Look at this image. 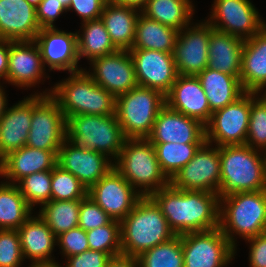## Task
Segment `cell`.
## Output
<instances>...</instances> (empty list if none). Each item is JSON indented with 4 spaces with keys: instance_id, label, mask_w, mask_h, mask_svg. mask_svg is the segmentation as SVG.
Here are the masks:
<instances>
[{
    "instance_id": "1",
    "label": "cell",
    "mask_w": 266,
    "mask_h": 267,
    "mask_svg": "<svg viewBox=\"0 0 266 267\" xmlns=\"http://www.w3.org/2000/svg\"><path fill=\"white\" fill-rule=\"evenodd\" d=\"M149 197L160 208L175 235L219 227L220 197L217 193L180 190L169 184Z\"/></svg>"
},
{
    "instance_id": "2",
    "label": "cell",
    "mask_w": 266,
    "mask_h": 267,
    "mask_svg": "<svg viewBox=\"0 0 266 267\" xmlns=\"http://www.w3.org/2000/svg\"><path fill=\"white\" fill-rule=\"evenodd\" d=\"M120 223L121 255L132 258L175 236L160 208L149 196L142 197Z\"/></svg>"
},
{
    "instance_id": "3",
    "label": "cell",
    "mask_w": 266,
    "mask_h": 267,
    "mask_svg": "<svg viewBox=\"0 0 266 267\" xmlns=\"http://www.w3.org/2000/svg\"><path fill=\"white\" fill-rule=\"evenodd\" d=\"M69 75L67 79L55 83L49 91L43 92L59 104L65 118L80 114H115L116 97L99 86L86 73V69Z\"/></svg>"
},
{
    "instance_id": "4",
    "label": "cell",
    "mask_w": 266,
    "mask_h": 267,
    "mask_svg": "<svg viewBox=\"0 0 266 267\" xmlns=\"http://www.w3.org/2000/svg\"><path fill=\"white\" fill-rule=\"evenodd\" d=\"M219 197L266 189V153L248 145L219 147ZM264 153V154H263Z\"/></svg>"
},
{
    "instance_id": "5",
    "label": "cell",
    "mask_w": 266,
    "mask_h": 267,
    "mask_svg": "<svg viewBox=\"0 0 266 267\" xmlns=\"http://www.w3.org/2000/svg\"><path fill=\"white\" fill-rule=\"evenodd\" d=\"M219 228L235 249L236 235L248 240L266 232V189L220 197Z\"/></svg>"
},
{
    "instance_id": "6",
    "label": "cell",
    "mask_w": 266,
    "mask_h": 267,
    "mask_svg": "<svg viewBox=\"0 0 266 267\" xmlns=\"http://www.w3.org/2000/svg\"><path fill=\"white\" fill-rule=\"evenodd\" d=\"M113 162V167L142 197L170 184L157 160L154 145L147 138L125 139Z\"/></svg>"
},
{
    "instance_id": "7",
    "label": "cell",
    "mask_w": 266,
    "mask_h": 267,
    "mask_svg": "<svg viewBox=\"0 0 266 267\" xmlns=\"http://www.w3.org/2000/svg\"><path fill=\"white\" fill-rule=\"evenodd\" d=\"M66 139L77 147L103 153L115 161L126 138L115 114H80L66 118Z\"/></svg>"
},
{
    "instance_id": "8",
    "label": "cell",
    "mask_w": 266,
    "mask_h": 267,
    "mask_svg": "<svg viewBox=\"0 0 266 267\" xmlns=\"http://www.w3.org/2000/svg\"><path fill=\"white\" fill-rule=\"evenodd\" d=\"M166 105L165 96L146 87L136 86L116 97L115 115L126 139L147 138L160 110Z\"/></svg>"
},
{
    "instance_id": "9",
    "label": "cell",
    "mask_w": 266,
    "mask_h": 267,
    "mask_svg": "<svg viewBox=\"0 0 266 267\" xmlns=\"http://www.w3.org/2000/svg\"><path fill=\"white\" fill-rule=\"evenodd\" d=\"M184 267H226L235 258L236 249L221 229L181 234Z\"/></svg>"
},
{
    "instance_id": "10",
    "label": "cell",
    "mask_w": 266,
    "mask_h": 267,
    "mask_svg": "<svg viewBox=\"0 0 266 267\" xmlns=\"http://www.w3.org/2000/svg\"><path fill=\"white\" fill-rule=\"evenodd\" d=\"M250 109L251 92H245L235 102L213 112L205 126L206 142L217 147L245 145Z\"/></svg>"
},
{
    "instance_id": "11",
    "label": "cell",
    "mask_w": 266,
    "mask_h": 267,
    "mask_svg": "<svg viewBox=\"0 0 266 267\" xmlns=\"http://www.w3.org/2000/svg\"><path fill=\"white\" fill-rule=\"evenodd\" d=\"M204 142L194 157L170 180L180 190L206 191L219 194L220 152L219 147Z\"/></svg>"
},
{
    "instance_id": "12",
    "label": "cell",
    "mask_w": 266,
    "mask_h": 267,
    "mask_svg": "<svg viewBox=\"0 0 266 267\" xmlns=\"http://www.w3.org/2000/svg\"><path fill=\"white\" fill-rule=\"evenodd\" d=\"M211 10L206 21L214 29L243 40L250 39L266 26L251 0H214Z\"/></svg>"
},
{
    "instance_id": "13",
    "label": "cell",
    "mask_w": 266,
    "mask_h": 267,
    "mask_svg": "<svg viewBox=\"0 0 266 267\" xmlns=\"http://www.w3.org/2000/svg\"><path fill=\"white\" fill-rule=\"evenodd\" d=\"M66 140V118L59 104L43 95L34 105L26 146L42 150H59Z\"/></svg>"
},
{
    "instance_id": "14",
    "label": "cell",
    "mask_w": 266,
    "mask_h": 267,
    "mask_svg": "<svg viewBox=\"0 0 266 267\" xmlns=\"http://www.w3.org/2000/svg\"><path fill=\"white\" fill-rule=\"evenodd\" d=\"M88 196L112 220L120 222L142 198L114 167L88 189Z\"/></svg>"
},
{
    "instance_id": "15",
    "label": "cell",
    "mask_w": 266,
    "mask_h": 267,
    "mask_svg": "<svg viewBox=\"0 0 266 267\" xmlns=\"http://www.w3.org/2000/svg\"><path fill=\"white\" fill-rule=\"evenodd\" d=\"M189 24L178 32L173 58L178 75L196 76L208 67V45L212 26L204 22Z\"/></svg>"
},
{
    "instance_id": "16",
    "label": "cell",
    "mask_w": 266,
    "mask_h": 267,
    "mask_svg": "<svg viewBox=\"0 0 266 267\" xmlns=\"http://www.w3.org/2000/svg\"><path fill=\"white\" fill-rule=\"evenodd\" d=\"M138 86L150 88L166 96L178 77L173 53L156 50H129Z\"/></svg>"
},
{
    "instance_id": "17",
    "label": "cell",
    "mask_w": 266,
    "mask_h": 267,
    "mask_svg": "<svg viewBox=\"0 0 266 267\" xmlns=\"http://www.w3.org/2000/svg\"><path fill=\"white\" fill-rule=\"evenodd\" d=\"M92 71L86 73L102 88L115 97L138 86L132 57L127 50L93 59Z\"/></svg>"
},
{
    "instance_id": "18",
    "label": "cell",
    "mask_w": 266,
    "mask_h": 267,
    "mask_svg": "<svg viewBox=\"0 0 266 267\" xmlns=\"http://www.w3.org/2000/svg\"><path fill=\"white\" fill-rule=\"evenodd\" d=\"M112 161L103 153L77 147L67 139L62 143L57 154V165L72 173L87 189L113 168Z\"/></svg>"
},
{
    "instance_id": "19",
    "label": "cell",
    "mask_w": 266,
    "mask_h": 267,
    "mask_svg": "<svg viewBox=\"0 0 266 267\" xmlns=\"http://www.w3.org/2000/svg\"><path fill=\"white\" fill-rule=\"evenodd\" d=\"M39 46L41 56L50 71L75 73L84 70L78 67L77 32H66L58 28H43L34 40Z\"/></svg>"
},
{
    "instance_id": "20",
    "label": "cell",
    "mask_w": 266,
    "mask_h": 267,
    "mask_svg": "<svg viewBox=\"0 0 266 267\" xmlns=\"http://www.w3.org/2000/svg\"><path fill=\"white\" fill-rule=\"evenodd\" d=\"M147 139L151 143L203 144L206 141V129L200 121L165 105Z\"/></svg>"
},
{
    "instance_id": "21",
    "label": "cell",
    "mask_w": 266,
    "mask_h": 267,
    "mask_svg": "<svg viewBox=\"0 0 266 267\" xmlns=\"http://www.w3.org/2000/svg\"><path fill=\"white\" fill-rule=\"evenodd\" d=\"M29 95L10 108L6 106L0 117V161L9 153L26 146L31 127L33 105L43 96Z\"/></svg>"
},
{
    "instance_id": "22",
    "label": "cell",
    "mask_w": 266,
    "mask_h": 267,
    "mask_svg": "<svg viewBox=\"0 0 266 267\" xmlns=\"http://www.w3.org/2000/svg\"><path fill=\"white\" fill-rule=\"evenodd\" d=\"M46 67L35 41H10L7 82L18 87H34L46 76ZM35 84V85H34Z\"/></svg>"
},
{
    "instance_id": "23",
    "label": "cell",
    "mask_w": 266,
    "mask_h": 267,
    "mask_svg": "<svg viewBox=\"0 0 266 267\" xmlns=\"http://www.w3.org/2000/svg\"><path fill=\"white\" fill-rule=\"evenodd\" d=\"M165 101L170 109L196 119L205 126L211 119L208 99L197 76L178 75Z\"/></svg>"
},
{
    "instance_id": "24",
    "label": "cell",
    "mask_w": 266,
    "mask_h": 267,
    "mask_svg": "<svg viewBox=\"0 0 266 267\" xmlns=\"http://www.w3.org/2000/svg\"><path fill=\"white\" fill-rule=\"evenodd\" d=\"M40 30L33 5L26 0H0V39L34 41Z\"/></svg>"
},
{
    "instance_id": "25",
    "label": "cell",
    "mask_w": 266,
    "mask_h": 267,
    "mask_svg": "<svg viewBox=\"0 0 266 267\" xmlns=\"http://www.w3.org/2000/svg\"><path fill=\"white\" fill-rule=\"evenodd\" d=\"M58 151L23 146L0 161V177L8 179L7 183L16 184L32 173L52 170L57 165Z\"/></svg>"
},
{
    "instance_id": "26",
    "label": "cell",
    "mask_w": 266,
    "mask_h": 267,
    "mask_svg": "<svg viewBox=\"0 0 266 267\" xmlns=\"http://www.w3.org/2000/svg\"><path fill=\"white\" fill-rule=\"evenodd\" d=\"M239 80L245 92L262 94L266 88V26L244 40Z\"/></svg>"
},
{
    "instance_id": "27",
    "label": "cell",
    "mask_w": 266,
    "mask_h": 267,
    "mask_svg": "<svg viewBox=\"0 0 266 267\" xmlns=\"http://www.w3.org/2000/svg\"><path fill=\"white\" fill-rule=\"evenodd\" d=\"M17 231L24 260L26 258L31 262L54 260L52 252L57 245V237L38 214L36 217L31 215Z\"/></svg>"
},
{
    "instance_id": "28",
    "label": "cell",
    "mask_w": 266,
    "mask_h": 267,
    "mask_svg": "<svg viewBox=\"0 0 266 267\" xmlns=\"http://www.w3.org/2000/svg\"><path fill=\"white\" fill-rule=\"evenodd\" d=\"M244 40L211 28L208 68L240 77Z\"/></svg>"
},
{
    "instance_id": "29",
    "label": "cell",
    "mask_w": 266,
    "mask_h": 267,
    "mask_svg": "<svg viewBox=\"0 0 266 267\" xmlns=\"http://www.w3.org/2000/svg\"><path fill=\"white\" fill-rule=\"evenodd\" d=\"M140 13L139 9L118 5L110 0L105 4L100 19L118 50H131Z\"/></svg>"
},
{
    "instance_id": "30",
    "label": "cell",
    "mask_w": 266,
    "mask_h": 267,
    "mask_svg": "<svg viewBox=\"0 0 266 267\" xmlns=\"http://www.w3.org/2000/svg\"><path fill=\"white\" fill-rule=\"evenodd\" d=\"M196 76L205 91L212 113L235 102L245 93L239 77L228 75L208 67Z\"/></svg>"
},
{
    "instance_id": "31",
    "label": "cell",
    "mask_w": 266,
    "mask_h": 267,
    "mask_svg": "<svg viewBox=\"0 0 266 267\" xmlns=\"http://www.w3.org/2000/svg\"><path fill=\"white\" fill-rule=\"evenodd\" d=\"M178 32L140 13L131 50L148 49L173 53Z\"/></svg>"
},
{
    "instance_id": "32",
    "label": "cell",
    "mask_w": 266,
    "mask_h": 267,
    "mask_svg": "<svg viewBox=\"0 0 266 267\" xmlns=\"http://www.w3.org/2000/svg\"><path fill=\"white\" fill-rule=\"evenodd\" d=\"M194 8L192 0H148L141 13L180 31L192 23Z\"/></svg>"
},
{
    "instance_id": "33",
    "label": "cell",
    "mask_w": 266,
    "mask_h": 267,
    "mask_svg": "<svg viewBox=\"0 0 266 267\" xmlns=\"http://www.w3.org/2000/svg\"><path fill=\"white\" fill-rule=\"evenodd\" d=\"M82 27V34L80 30L76 31L79 60L84 56L83 58L91 62L95 58L118 51L101 19L85 21Z\"/></svg>"
},
{
    "instance_id": "34",
    "label": "cell",
    "mask_w": 266,
    "mask_h": 267,
    "mask_svg": "<svg viewBox=\"0 0 266 267\" xmlns=\"http://www.w3.org/2000/svg\"><path fill=\"white\" fill-rule=\"evenodd\" d=\"M32 211L16 184L0 183V230H17Z\"/></svg>"
},
{
    "instance_id": "35",
    "label": "cell",
    "mask_w": 266,
    "mask_h": 267,
    "mask_svg": "<svg viewBox=\"0 0 266 267\" xmlns=\"http://www.w3.org/2000/svg\"><path fill=\"white\" fill-rule=\"evenodd\" d=\"M81 200H50L39 209V216L56 237L78 227Z\"/></svg>"
},
{
    "instance_id": "36",
    "label": "cell",
    "mask_w": 266,
    "mask_h": 267,
    "mask_svg": "<svg viewBox=\"0 0 266 267\" xmlns=\"http://www.w3.org/2000/svg\"><path fill=\"white\" fill-rule=\"evenodd\" d=\"M157 160L169 180L195 155L202 144L152 143Z\"/></svg>"
},
{
    "instance_id": "37",
    "label": "cell",
    "mask_w": 266,
    "mask_h": 267,
    "mask_svg": "<svg viewBox=\"0 0 266 267\" xmlns=\"http://www.w3.org/2000/svg\"><path fill=\"white\" fill-rule=\"evenodd\" d=\"M137 261L139 267H184L181 235L145 251Z\"/></svg>"
},
{
    "instance_id": "38",
    "label": "cell",
    "mask_w": 266,
    "mask_h": 267,
    "mask_svg": "<svg viewBox=\"0 0 266 267\" xmlns=\"http://www.w3.org/2000/svg\"><path fill=\"white\" fill-rule=\"evenodd\" d=\"M51 180L52 170H45L27 175L16 183L32 210L35 205L42 207L51 200Z\"/></svg>"
},
{
    "instance_id": "39",
    "label": "cell",
    "mask_w": 266,
    "mask_h": 267,
    "mask_svg": "<svg viewBox=\"0 0 266 267\" xmlns=\"http://www.w3.org/2000/svg\"><path fill=\"white\" fill-rule=\"evenodd\" d=\"M246 145L266 153V98L261 93L251 92Z\"/></svg>"
},
{
    "instance_id": "40",
    "label": "cell",
    "mask_w": 266,
    "mask_h": 267,
    "mask_svg": "<svg viewBox=\"0 0 266 267\" xmlns=\"http://www.w3.org/2000/svg\"><path fill=\"white\" fill-rule=\"evenodd\" d=\"M89 249L102 251L113 257L121 255V223L112 220L109 224L86 231Z\"/></svg>"
},
{
    "instance_id": "41",
    "label": "cell",
    "mask_w": 266,
    "mask_h": 267,
    "mask_svg": "<svg viewBox=\"0 0 266 267\" xmlns=\"http://www.w3.org/2000/svg\"><path fill=\"white\" fill-rule=\"evenodd\" d=\"M88 189L72 173L56 165L52 169L51 200H82Z\"/></svg>"
},
{
    "instance_id": "42",
    "label": "cell",
    "mask_w": 266,
    "mask_h": 267,
    "mask_svg": "<svg viewBox=\"0 0 266 267\" xmlns=\"http://www.w3.org/2000/svg\"><path fill=\"white\" fill-rule=\"evenodd\" d=\"M17 230H0V267H20L24 263Z\"/></svg>"
},
{
    "instance_id": "43",
    "label": "cell",
    "mask_w": 266,
    "mask_h": 267,
    "mask_svg": "<svg viewBox=\"0 0 266 267\" xmlns=\"http://www.w3.org/2000/svg\"><path fill=\"white\" fill-rule=\"evenodd\" d=\"M112 218L88 195L81 200L78 227L88 231L109 224Z\"/></svg>"
},
{
    "instance_id": "44",
    "label": "cell",
    "mask_w": 266,
    "mask_h": 267,
    "mask_svg": "<svg viewBox=\"0 0 266 267\" xmlns=\"http://www.w3.org/2000/svg\"><path fill=\"white\" fill-rule=\"evenodd\" d=\"M57 246L62 255L69 258L71 256L83 253L89 249L87 233L80 227H76L62 233L57 237Z\"/></svg>"
},
{
    "instance_id": "45",
    "label": "cell",
    "mask_w": 266,
    "mask_h": 267,
    "mask_svg": "<svg viewBox=\"0 0 266 267\" xmlns=\"http://www.w3.org/2000/svg\"><path fill=\"white\" fill-rule=\"evenodd\" d=\"M64 12H67V8L58 0H42L36 7V19L40 29L55 28L53 23Z\"/></svg>"
},
{
    "instance_id": "46",
    "label": "cell",
    "mask_w": 266,
    "mask_h": 267,
    "mask_svg": "<svg viewBox=\"0 0 266 267\" xmlns=\"http://www.w3.org/2000/svg\"><path fill=\"white\" fill-rule=\"evenodd\" d=\"M112 255L88 249L83 253L67 258L65 267H106Z\"/></svg>"
},
{
    "instance_id": "47",
    "label": "cell",
    "mask_w": 266,
    "mask_h": 267,
    "mask_svg": "<svg viewBox=\"0 0 266 267\" xmlns=\"http://www.w3.org/2000/svg\"><path fill=\"white\" fill-rule=\"evenodd\" d=\"M109 0H71L67 11L74 10L82 22L100 19Z\"/></svg>"
},
{
    "instance_id": "48",
    "label": "cell",
    "mask_w": 266,
    "mask_h": 267,
    "mask_svg": "<svg viewBox=\"0 0 266 267\" xmlns=\"http://www.w3.org/2000/svg\"><path fill=\"white\" fill-rule=\"evenodd\" d=\"M246 241L250 244L249 266L266 267V232Z\"/></svg>"
},
{
    "instance_id": "49",
    "label": "cell",
    "mask_w": 266,
    "mask_h": 267,
    "mask_svg": "<svg viewBox=\"0 0 266 267\" xmlns=\"http://www.w3.org/2000/svg\"><path fill=\"white\" fill-rule=\"evenodd\" d=\"M9 40L0 39V78L7 83Z\"/></svg>"
},
{
    "instance_id": "50",
    "label": "cell",
    "mask_w": 266,
    "mask_h": 267,
    "mask_svg": "<svg viewBox=\"0 0 266 267\" xmlns=\"http://www.w3.org/2000/svg\"><path fill=\"white\" fill-rule=\"evenodd\" d=\"M106 267H139L137 258L119 255L112 257Z\"/></svg>"
},
{
    "instance_id": "51",
    "label": "cell",
    "mask_w": 266,
    "mask_h": 267,
    "mask_svg": "<svg viewBox=\"0 0 266 267\" xmlns=\"http://www.w3.org/2000/svg\"><path fill=\"white\" fill-rule=\"evenodd\" d=\"M111 2L123 5V6H131L136 9H139L140 11L145 7L148 0H110Z\"/></svg>"
},
{
    "instance_id": "52",
    "label": "cell",
    "mask_w": 266,
    "mask_h": 267,
    "mask_svg": "<svg viewBox=\"0 0 266 267\" xmlns=\"http://www.w3.org/2000/svg\"><path fill=\"white\" fill-rule=\"evenodd\" d=\"M28 267H62V266L58 262H56V260H52V261L31 262L30 266Z\"/></svg>"
},
{
    "instance_id": "53",
    "label": "cell",
    "mask_w": 266,
    "mask_h": 267,
    "mask_svg": "<svg viewBox=\"0 0 266 267\" xmlns=\"http://www.w3.org/2000/svg\"><path fill=\"white\" fill-rule=\"evenodd\" d=\"M7 100L8 99L5 93V89L3 88V86H1V83H0V117L3 115L5 108L8 104Z\"/></svg>"
},
{
    "instance_id": "54",
    "label": "cell",
    "mask_w": 266,
    "mask_h": 267,
    "mask_svg": "<svg viewBox=\"0 0 266 267\" xmlns=\"http://www.w3.org/2000/svg\"><path fill=\"white\" fill-rule=\"evenodd\" d=\"M26 1L36 8L42 0H26Z\"/></svg>"
},
{
    "instance_id": "55",
    "label": "cell",
    "mask_w": 266,
    "mask_h": 267,
    "mask_svg": "<svg viewBox=\"0 0 266 267\" xmlns=\"http://www.w3.org/2000/svg\"><path fill=\"white\" fill-rule=\"evenodd\" d=\"M65 8L69 7V3L71 0H58Z\"/></svg>"
},
{
    "instance_id": "56",
    "label": "cell",
    "mask_w": 266,
    "mask_h": 267,
    "mask_svg": "<svg viewBox=\"0 0 266 267\" xmlns=\"http://www.w3.org/2000/svg\"><path fill=\"white\" fill-rule=\"evenodd\" d=\"M263 93L264 94H262V95L266 98V89H265V91Z\"/></svg>"
}]
</instances>
